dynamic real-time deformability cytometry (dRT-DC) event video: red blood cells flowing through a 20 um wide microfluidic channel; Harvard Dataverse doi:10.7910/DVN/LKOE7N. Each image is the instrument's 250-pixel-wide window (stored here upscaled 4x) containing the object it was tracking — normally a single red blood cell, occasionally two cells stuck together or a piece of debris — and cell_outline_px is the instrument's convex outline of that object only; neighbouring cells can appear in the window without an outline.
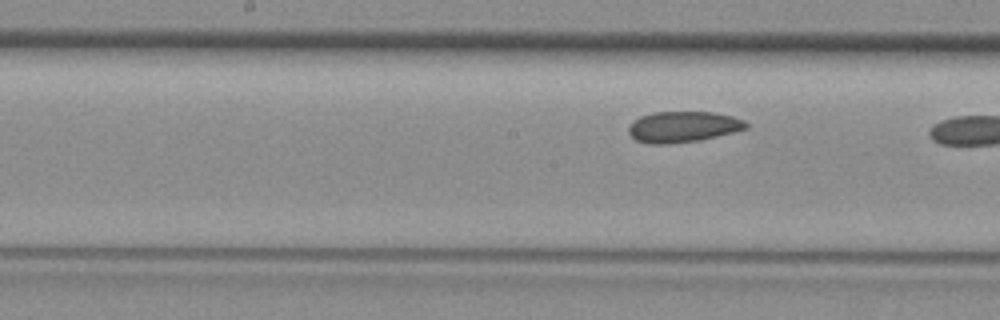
{"species": "common noctule bat (a hibernating species)", "species_latin": "Nyctalus noctula", "temperature_condition": "room temperature", "stored_images_in_passage": 8, "segment_of_instrument_passage": [2, 2], "camera_frame_rate_fps": 3000, "um_per_image_px": 0.085, "animal": {"sex": "female", "body_mass_g": 29.2, "forearm_length_mm": 56.3}, "frame": {"image": 1, "passage_image": 8, "time_ms": 2.333, "image_size_px": [1000, 320], "cell_outline_px": [[748, 128], [700, 140], [668, 144], [648, 144], [636, 140], [628, 132], [628, 128], [640, 116], [652, 112], [712, 112], [732, 116], [744, 120], [748, 124]], "centroid_in_image_um": [58.05, 10.78], "position_along_channel_um": 190.1, "area_um2": 21.04}}